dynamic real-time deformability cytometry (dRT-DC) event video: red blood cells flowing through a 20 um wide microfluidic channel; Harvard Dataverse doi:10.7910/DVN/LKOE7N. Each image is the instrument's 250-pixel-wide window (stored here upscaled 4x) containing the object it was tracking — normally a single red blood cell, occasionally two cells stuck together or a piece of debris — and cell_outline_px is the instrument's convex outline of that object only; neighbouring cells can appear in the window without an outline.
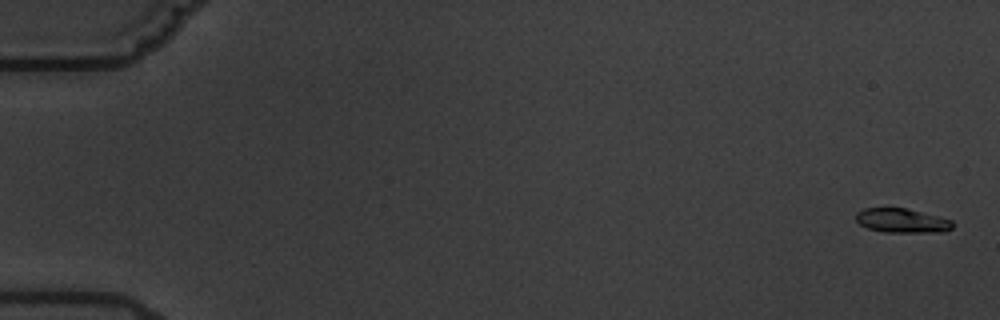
{"species": "common noctule bat (a hibernating species)", "species_latin": "Nyctalus noctula", "temperature_condition": "warm", "stored_images_in_passage": 4, "camera_frame_rate_fps": 3000, "um_per_image_px": 0.085, "animal": {"sex": "male", "body_mass_g": 19.5, "forearm_length_mm": 54.6}, "frame": {"image": 1, "passage_image": 1, "time_ms": 0.0, "image_size_px": [1000, 320], "cell_outline_px": [[952, 228], [944, 232], [884, 232], [868, 228], [860, 224], [856, 220], [856, 212], [864, 208], [904, 208], [940, 216], [952, 220]], "centroid_in_image_um": [76.67, 18.75], "position_along_channel_um": 8.3, "area_um2": 13.64}}